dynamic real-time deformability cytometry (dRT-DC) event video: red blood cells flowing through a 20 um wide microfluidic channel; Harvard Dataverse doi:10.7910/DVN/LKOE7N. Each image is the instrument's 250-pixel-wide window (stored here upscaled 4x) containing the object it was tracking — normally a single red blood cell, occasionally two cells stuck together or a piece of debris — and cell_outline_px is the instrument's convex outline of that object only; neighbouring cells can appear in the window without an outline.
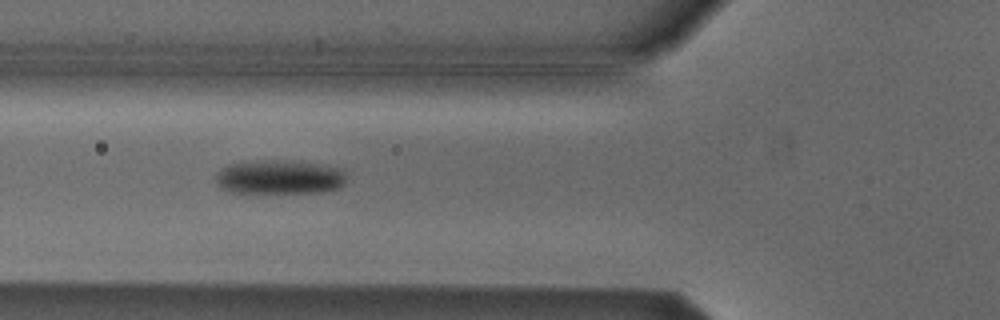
{"species": "Egyptian fruit bat (a non-hibernating species)", "species_latin": "Rousettus aegyptiacus", "temperature_condition": "cold", "stored_images_in_passage": 8, "camera_frame_rate_fps": 3000, "um_per_image_px": 0.085, "animal": {"sex": "male"}, "frame": {"image": 1, "passage_image": 5, "time_ms": 1.333, "image_size_px": [1000, 320], "cell_outline_px": [[344, 184], [340, 188], [324, 192], [232, 192], [224, 188], [216, 180], [216, 176], [228, 164], [272, 160], [292, 160], [320, 164], [340, 168], [344, 172]], "centroid_in_image_um": [23.84, 15.05], "position_along_channel_um": 102.0, "area_um2": 25.55}}
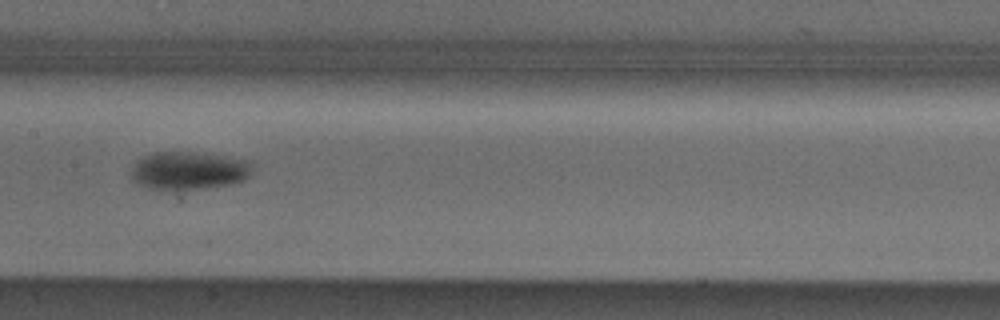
{"frame": {"image": 2, "passage_image": 7, "time_ms": 2.0, "image_size_px": [1000, 320], "cell_outline_px": [[252, 164], [248, 176], [244, 180], [228, 184], [172, 192], [148, 188], [136, 184], [132, 180], [132, 168], [144, 156], [156, 152], [192, 152], [252, 160]], "centroid_in_image_um": [16.02, 14.53], "position_along_channel_um": 191.4, "area_um2": 26.93}}
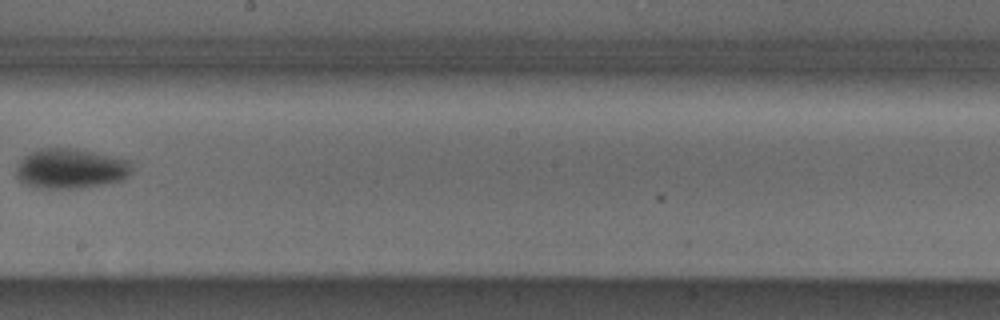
{"frame": {"image": 3, "passage_image": 8, "time_ms": 2.333, "image_size_px": [1000, 320], "cell_outline_px": [[132, 168], [128, 176], [124, 180], [88, 188], [36, 188], [24, 184], [16, 176], [16, 168], [20, 160], [24, 156], [40, 148], [68, 148], [92, 152], [132, 160]], "centroid_in_image_um": [6.03, 14.35], "position_along_channel_um": 242.2, "area_um2": 27.22}}